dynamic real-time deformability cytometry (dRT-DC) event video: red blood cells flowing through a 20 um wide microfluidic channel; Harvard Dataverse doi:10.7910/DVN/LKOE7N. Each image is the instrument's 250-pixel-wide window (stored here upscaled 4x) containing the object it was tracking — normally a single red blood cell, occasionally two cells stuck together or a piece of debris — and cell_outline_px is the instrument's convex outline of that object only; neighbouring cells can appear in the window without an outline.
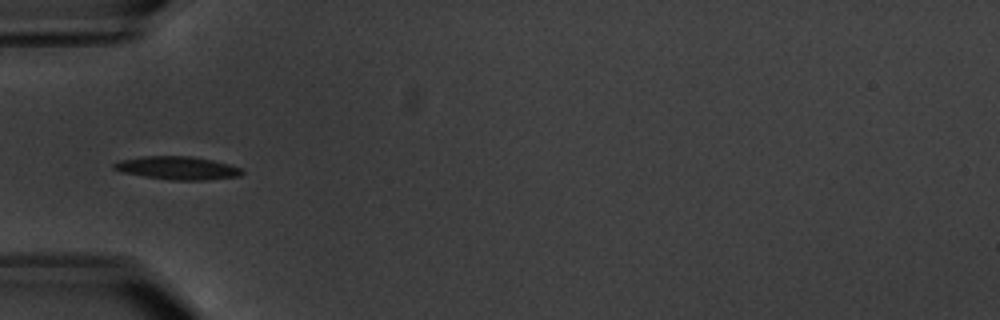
{"species": "common noctule bat (a hibernating species)", "species_latin": "Nyctalus noctula", "temperature_condition": "warm", "stored_images_in_passage": 5, "camera_frame_rate_fps": 3000, "um_per_image_px": 0.085, "animal": {"sex": "male", "body_mass_g": 20.1, "forearm_length_mm": 53.5}, "frame": {"image": 1, "passage_image": 3, "time_ms": 2.333, "image_size_px": [1000, 320], "cell_outline_px": [[244, 172], [240, 176], [204, 180], [172, 180], [144, 176], [120, 172], [112, 168], [112, 164], [120, 160], [144, 156], [192, 156], [212, 160], [228, 164], [240, 168]], "centroid_in_image_um": [15.05, 14.28], "position_along_channel_um": 69.9, "area_um2": 17.22}}